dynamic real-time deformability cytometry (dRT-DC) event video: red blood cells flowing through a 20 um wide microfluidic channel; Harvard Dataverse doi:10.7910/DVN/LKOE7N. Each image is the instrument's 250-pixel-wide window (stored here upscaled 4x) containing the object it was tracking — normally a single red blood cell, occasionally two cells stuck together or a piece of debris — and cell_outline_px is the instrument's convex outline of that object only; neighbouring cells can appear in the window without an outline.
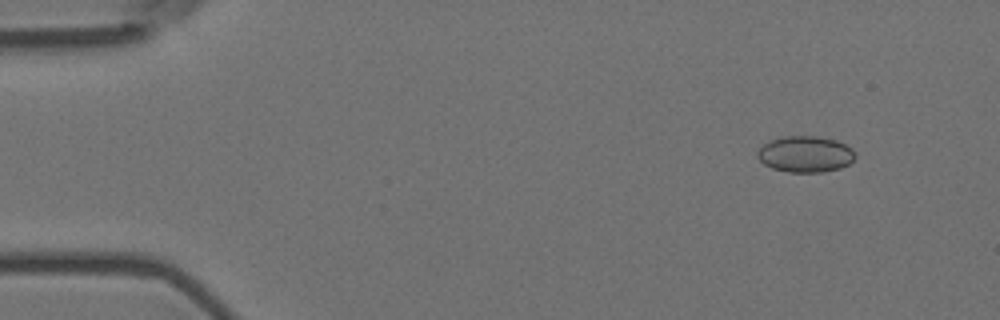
{"species": "Egyptian fruit bat (a non-hibernating species)", "species_latin": "Rousettus aegyptiacus", "temperature_condition": "room temperature", "stored_images_in_passage": 15, "camera_frame_rate_fps": 3000, "um_per_image_px": 0.085, "animal": {"sex": "female"}, "frame": {"image": 1, "passage_image": 2, "time_ms": 0.333, "image_size_px": [1000, 320], "cell_outline_px": [[856, 156], [848, 164], [840, 168], [824, 172], [788, 172], [772, 168], [764, 164], [756, 156], [756, 152], [764, 144], [772, 140], [784, 136], [816, 136], [836, 140], [852, 148]], "centroid_in_image_um": [68.45, 13.11], "position_along_channel_um": 16.6, "area_um2": 20.58}}
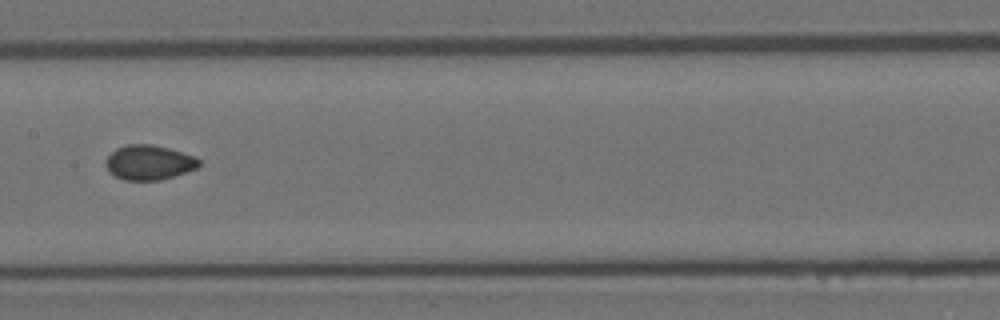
{"frame": {"image": 2, "passage_image": 8, "time_ms": 2.333, "image_size_px": [1000, 320], "cell_outline_px": [[200, 164], [196, 168], [160, 180], [124, 180], [108, 172], [104, 164], [104, 160], [116, 148], [128, 144], [152, 144], [168, 148], [192, 156], [200, 160]], "centroid_in_image_um": [12.6, 13.81], "position_along_channel_um": 194.8, "area_um2": 18.73}}
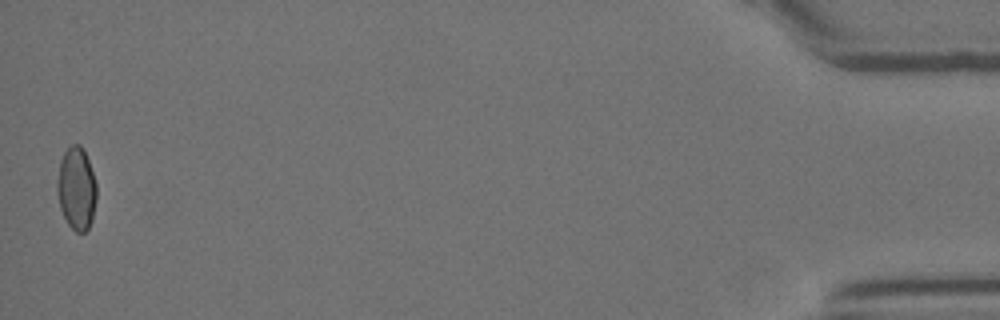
{"frame": {"image": 3, "passage_image": 15, "time_ms": 4.667, "image_size_px": [1000, 320], "cell_outline_px": [[96, 200], [92, 220], [88, 228], [84, 232], [76, 232], [68, 224], [60, 208], [56, 188], [56, 180], [60, 160], [64, 152], [72, 144], [80, 144], [88, 160], [96, 184]], "centroid_in_image_um": [6.48, 16.03], "position_along_channel_um": 428.7, "area_um2": 18.96}}